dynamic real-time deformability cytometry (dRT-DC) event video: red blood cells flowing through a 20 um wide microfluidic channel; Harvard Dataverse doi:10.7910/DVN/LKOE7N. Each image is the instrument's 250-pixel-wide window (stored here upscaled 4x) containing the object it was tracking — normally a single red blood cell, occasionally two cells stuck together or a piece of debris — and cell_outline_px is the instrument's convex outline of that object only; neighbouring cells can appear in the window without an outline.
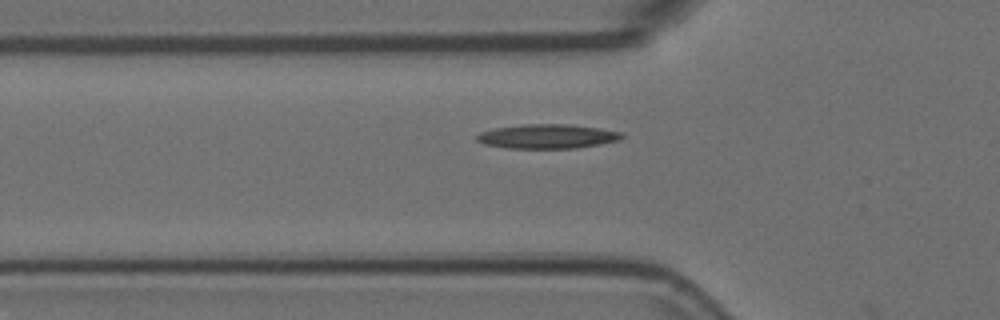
{"species": "Egyptian fruit bat (a non-hibernating species)", "species_latin": "Rousettus aegyptiacus", "temperature_condition": "room temperature", "stored_images_in_passage": 7, "camera_frame_rate_fps": 3000, "um_per_image_px": 0.085, "animal": {"sex": "female"}, "frame": {"image": 1, "passage_image": 6, "time_ms": 1.667, "image_size_px": [1000, 320], "cell_outline_px": [[624, 136], [620, 140], [600, 144], [576, 148], [508, 148], [484, 144], [476, 140], [476, 136], [480, 132], [496, 128], [524, 124], [568, 124], [600, 128], [620, 132]], "centroid_in_image_um": [46.53, 11.59], "position_along_channel_um": 79.3, "area_um2": 20.46}}